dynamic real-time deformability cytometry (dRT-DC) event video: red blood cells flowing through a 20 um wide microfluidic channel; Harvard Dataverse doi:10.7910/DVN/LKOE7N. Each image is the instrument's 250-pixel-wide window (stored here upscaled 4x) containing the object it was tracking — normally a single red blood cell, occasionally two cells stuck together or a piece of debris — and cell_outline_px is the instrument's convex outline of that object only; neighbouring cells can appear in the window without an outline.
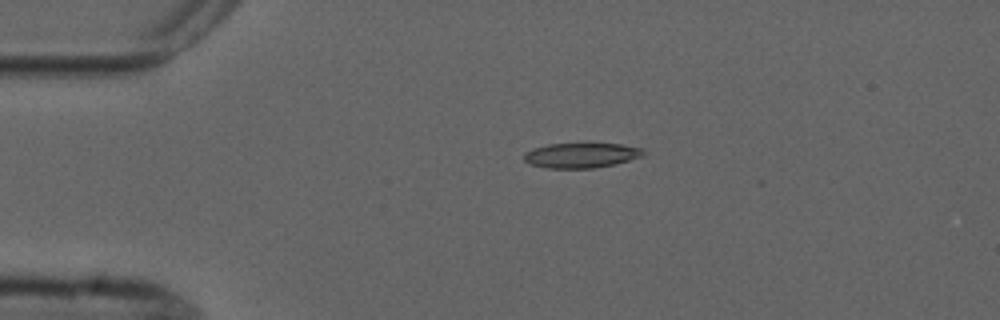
{"species": "common noctule bat (a hibernating species)", "species_latin": "Nyctalus noctula", "temperature_condition": "cold", "stored_images_in_passage": 5, "camera_frame_rate_fps": 3000, "um_per_image_px": 0.085, "animal": {"sex": "male", "forearm_length_mm": 52.5}, "frame": {"image": 1, "passage_image": 4, "time_ms": 3.333, "image_size_px": [1000, 320], "cell_outline_px": [[648, 152], [644, 156], [616, 164], [596, 168], [544, 168], [528, 164], [524, 160], [524, 152], [532, 148], [548, 144], [584, 140], [620, 144], [644, 148]], "centroid_in_image_um": [49.44, 13.15], "position_along_channel_um": 35.6, "area_um2": 18.73}}